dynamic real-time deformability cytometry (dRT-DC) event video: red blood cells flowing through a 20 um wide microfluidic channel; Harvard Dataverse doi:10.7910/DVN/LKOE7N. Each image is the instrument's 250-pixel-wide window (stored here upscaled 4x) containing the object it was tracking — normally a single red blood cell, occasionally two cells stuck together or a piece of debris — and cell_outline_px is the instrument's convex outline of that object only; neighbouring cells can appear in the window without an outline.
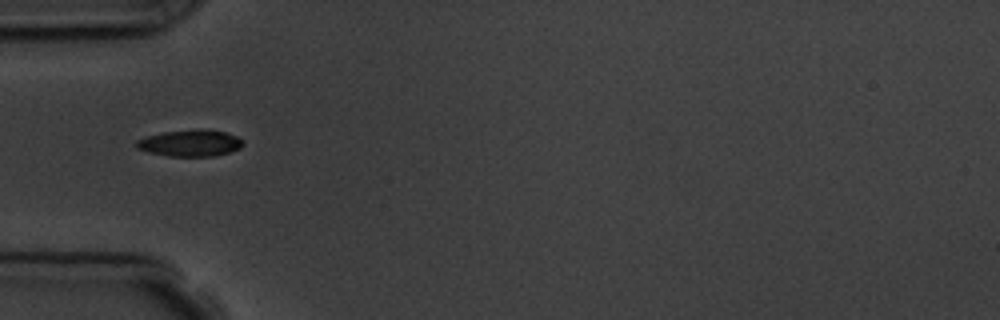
{"species": "common noctule bat (a hibernating species)", "species_latin": "Nyctalus noctula", "temperature_condition": "room temperature", "stored_images_in_passage": 11, "camera_frame_rate_fps": 3000, "um_per_image_px": 0.085, "animal": {"sex": "male", "body_mass_g": 19.5, "forearm_length_mm": 54.6}, "frame": {"image": 1, "passage_image": 1, "time_ms": 0.0, "image_size_px": [1000, 320], "cell_outline_px": [[244, 144], [240, 148], [228, 152], [212, 156], [168, 156], [148, 152], [136, 148], [136, 140], [148, 136], [164, 132], [196, 128], [204, 128], [224, 132], [236, 136]], "centroid_in_image_um": [16.14, 12.15], "position_along_channel_um": 68.9, "area_um2": 16.47}}
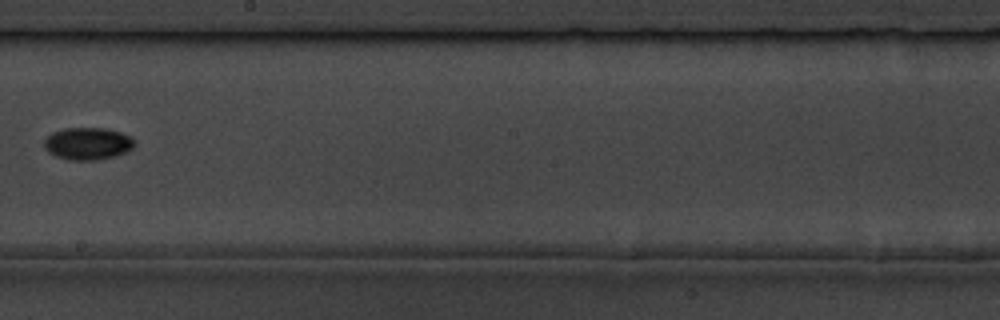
{"frame": {"image": 2, "passage_image": 5, "time_ms": 4.667, "image_size_px": [1000, 320], "cell_outline_px": [[136, 144], [132, 148], [116, 156], [96, 160], [68, 160], [56, 156], [48, 152], [44, 148], [44, 140], [52, 132], [64, 128], [108, 128], [132, 136], [136, 140]], "centroid_in_image_um": [7.47, 12.2], "position_along_channel_um": 240.7, "area_um2": 17.22}}
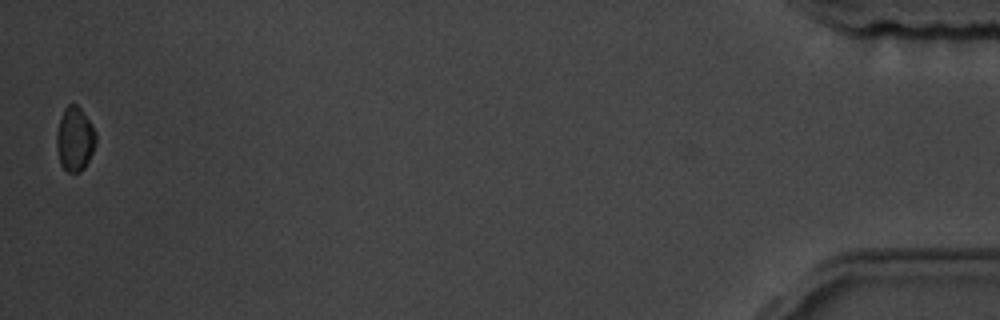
{"frame": {"image": 3, "passage_image": 11, "time_ms": 12.333, "image_size_px": [1000, 320], "cell_outline_px": [[96, 144], [84, 168], [80, 172], [68, 172], [60, 164], [56, 148], [56, 132], [64, 108], [68, 104], [76, 104], [80, 108], [92, 124], [96, 132]], "centroid_in_image_um": [6.35, 11.82], "position_along_channel_um": 428.8, "area_um2": 14.74}, "authors_computed_cell_mechanics": {"area_um2": 16.0684, "velocity_mm_per_s": 3.6778, "shape_relaxation_time_tau1_ms": 1.4659, "shape_relaxation_time_tau2_ms": null, "deformation_change_tau1": 0.0781, "deformation_change_tau2": null}}